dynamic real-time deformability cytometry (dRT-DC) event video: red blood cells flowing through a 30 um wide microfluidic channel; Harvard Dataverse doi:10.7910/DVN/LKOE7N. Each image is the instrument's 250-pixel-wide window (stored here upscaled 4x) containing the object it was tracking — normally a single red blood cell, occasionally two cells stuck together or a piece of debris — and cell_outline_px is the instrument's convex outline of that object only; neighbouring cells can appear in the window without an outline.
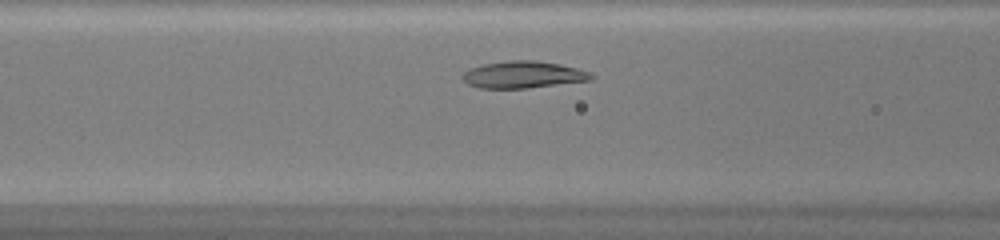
{"species": "common noctule bat (a hibernating species)", "species_latin": "Nyctalus noctula", "temperature_condition": "warm", "stored_images_in_passage": 27, "camera_frame_rate_fps": 3000, "um_per_image_px": 0.085, "animal": {"sex": "female", "body_mass_g": 20.0, "forearm_length_mm": 54.0}, "frame": {"image": 1, "passage_image": 7, "time_ms": 2.0, "image_size_px": [1000, 240], "cell_outline_px": [[596, 76], [592, 80], [528, 88], [480, 88], [468, 84], [460, 76], [464, 72], [472, 68], [484, 64], [512, 60], [536, 60], [560, 64], [576, 68], [588, 72]], "centroid_in_image_um": [44.49, 6.35], "position_along_channel_um": 122.1, "area_um2": 20.11}}
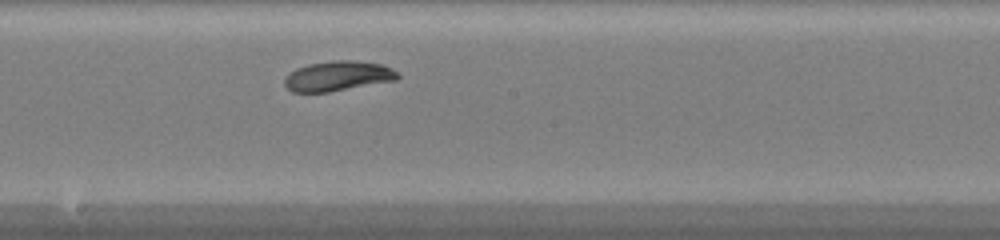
{"frame": {"image": 2, "passage_image": 14, "time_ms": 4.333, "image_size_px": [1000, 240], "cell_outline_px": [[400, 76], [396, 80], [328, 92], [292, 92], [284, 84], [284, 80], [296, 68], [308, 64], [332, 60], [352, 60], [380, 64], [392, 68]], "centroid_in_image_um": [28.72, 6.46], "position_along_channel_um": 219.5, "area_um2": 19.54}}
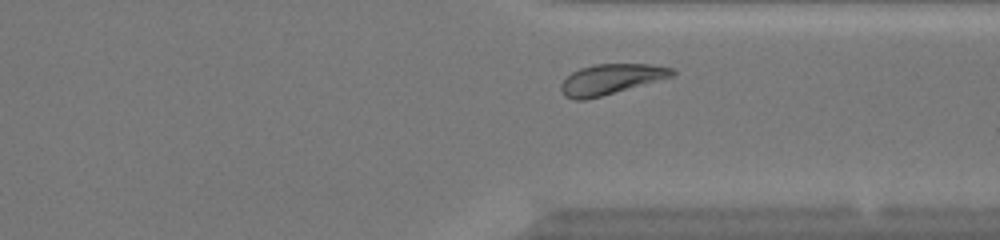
{"frame": {"image": 3, "passage_image": 24, "time_ms": 7.667, "image_size_px": [1000, 240], "cell_outline_px": [[676, 76], [600, 96], [584, 100], [572, 100], [564, 96], [560, 88], [560, 84], [572, 72], [580, 68], [596, 64], [652, 64], [672, 68], [676, 72]], "centroid_in_image_um": [51.94, 6.73], "position_along_channel_um": 359.5, "area_um2": 19.65}, "authors_computed_cell_mechanics": {"area_um2": 19.7676, "velocity_mm_per_s": 4.1847, "shape_relaxation_time_tau1_ms": 1.5902, "shape_relaxation_time_tau2_ms": null, "deformation_change_tau1": 0.0897, "deformation_change_tau2": null}}